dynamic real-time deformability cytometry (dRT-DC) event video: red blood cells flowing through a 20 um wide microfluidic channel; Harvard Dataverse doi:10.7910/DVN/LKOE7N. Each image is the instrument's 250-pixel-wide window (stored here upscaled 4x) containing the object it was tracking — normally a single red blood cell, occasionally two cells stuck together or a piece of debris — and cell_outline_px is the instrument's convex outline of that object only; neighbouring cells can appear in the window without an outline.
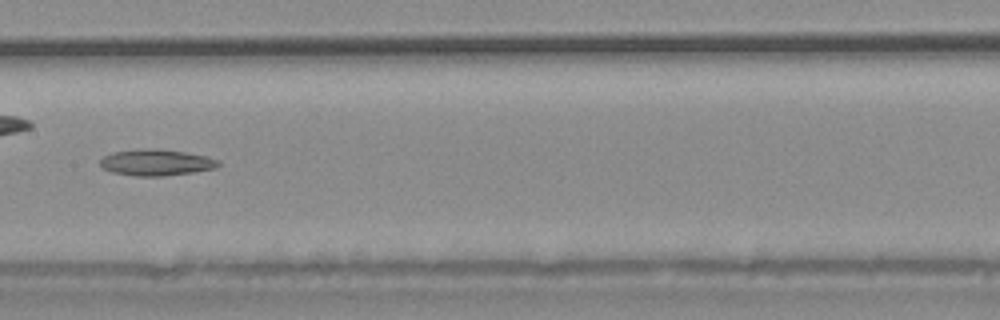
{"species": "common noctule bat (a hibernating species)", "species_latin": "Nyctalus noctula", "temperature_condition": "warm", "stored_images_in_passage": 34, "camera_frame_rate_fps": 3000, "um_per_image_px": 0.085, "animal": {"sex": "male", "body_mass_g": 20.4}, "frame": {"image": 1, "passage_image": 15, "time_ms": 4.667, "image_size_px": [1000, 320], "cell_outline_px": [[220, 164], [216, 168], [192, 172], [164, 176], [132, 176], [112, 172], [100, 168], [100, 160], [104, 156], [112, 152], [140, 148], [160, 148], [208, 156], [220, 160]], "centroid_in_image_um": [13.26, 13.8], "position_along_channel_um": 194.1, "area_um2": 18.44}}